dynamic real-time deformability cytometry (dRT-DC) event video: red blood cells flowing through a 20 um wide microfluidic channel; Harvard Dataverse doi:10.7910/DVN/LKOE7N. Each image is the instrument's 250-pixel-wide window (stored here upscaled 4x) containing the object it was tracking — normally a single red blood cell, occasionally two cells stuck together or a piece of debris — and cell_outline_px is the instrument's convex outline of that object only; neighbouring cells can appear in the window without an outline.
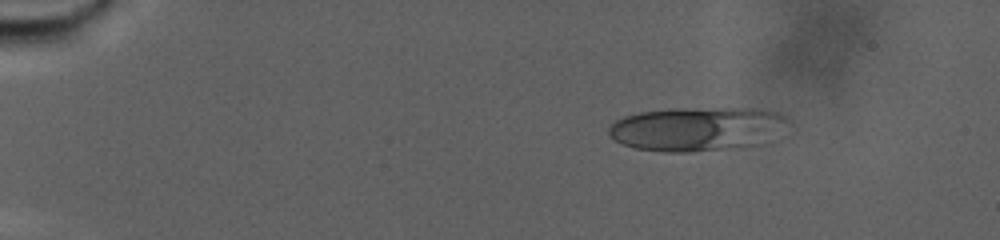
{"species": "human", "species_latin": "Homo sapiens", "temperature_condition": "warm", "stored_images_in_passage": 75, "camera_frame_rate_fps": 3000, "um_per_image_px": 0.085, "donor": {"sex": "male"}, "frame": {"image": 1, "passage_image": 1, "time_ms": 0.0, "image_size_px": [1000, 240], "cell_outline_px": [[788, 120], [760, 144], [692, 152], [664, 152], [636, 148], [624, 144], [616, 140], [608, 132], [608, 128], [616, 120], [624, 116], [640, 112], [668, 108], [756, 108], [776, 112], [784, 116]], "centroid_in_image_um": [59.15, 10.94], "position_along_channel_um": 25.9, "area_um2": 45.26}}
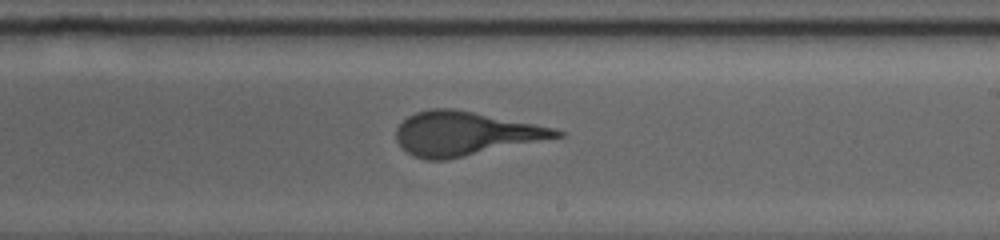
{"frame": {"image": 2, "passage_image": 42, "time_ms": 13.667, "image_size_px": [1000, 240], "cell_outline_px": [[568, 132], [564, 136], [448, 160], [424, 160], [412, 156], [396, 140], [396, 128], [408, 116], [416, 112], [432, 108], [452, 108], [552, 128]], "centroid_in_image_um": [39.5, 11.37], "position_along_channel_um": 249.5, "area_um2": 40.69}}
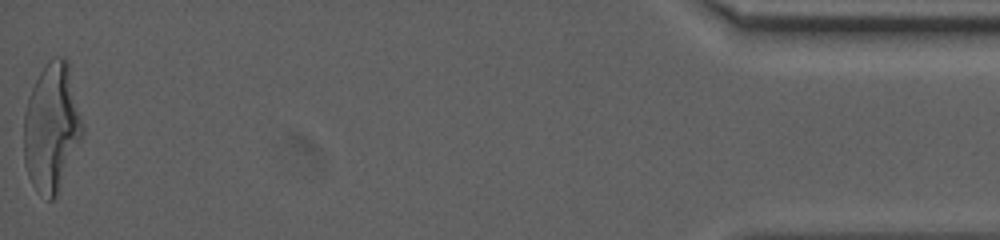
{"frame": {"image": 3, "passage_image": 75, "time_ms": 24.667, "image_size_px": [1000, 240], "cell_outline_px": [[84, 132], [56, 196], [52, 200], [48, 200], [36, 192], [28, 176], [24, 164], [24, 112], [28, 96], [44, 64], [52, 56], [64, 56], [68, 60], [84, 128]], "centroid_in_image_um": [4.38, 10.81], "position_along_channel_um": 430.8, "area_um2": 44.1}}